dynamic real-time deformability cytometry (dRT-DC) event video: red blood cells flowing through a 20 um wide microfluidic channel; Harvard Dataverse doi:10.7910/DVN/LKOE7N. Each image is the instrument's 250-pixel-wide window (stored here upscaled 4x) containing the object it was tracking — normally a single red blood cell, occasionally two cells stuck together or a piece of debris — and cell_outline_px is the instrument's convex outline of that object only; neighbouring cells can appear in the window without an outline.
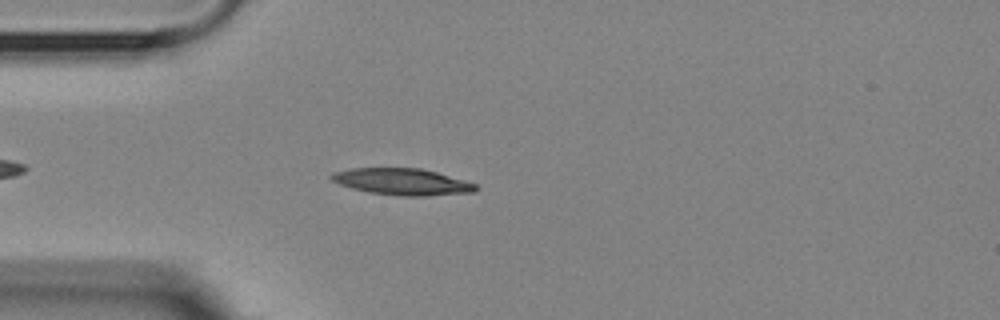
{"species": "Egyptian fruit bat (a non-hibernating species)", "species_latin": "Rousettus aegyptiacus", "temperature_condition": "room temperature", "stored_images_in_passage": 1, "camera_frame_rate_fps": 3000, "um_per_image_px": 0.085, "animal": {"sex": "female"}, "frame": {"image": 1, "passage_image": 1, "time_ms": 0.0, "image_size_px": [1000, 320], "cell_outline_px": [[480, 188], [476, 192], [428, 196], [400, 196], [368, 192], [352, 188], [340, 184], [332, 180], [328, 176], [332, 172], [352, 168], [420, 168], [436, 172], [464, 180], [476, 184]], "centroid_in_image_um": [34.2, 15.45], "position_along_channel_um": 50.8, "area_um2": 22.48}}